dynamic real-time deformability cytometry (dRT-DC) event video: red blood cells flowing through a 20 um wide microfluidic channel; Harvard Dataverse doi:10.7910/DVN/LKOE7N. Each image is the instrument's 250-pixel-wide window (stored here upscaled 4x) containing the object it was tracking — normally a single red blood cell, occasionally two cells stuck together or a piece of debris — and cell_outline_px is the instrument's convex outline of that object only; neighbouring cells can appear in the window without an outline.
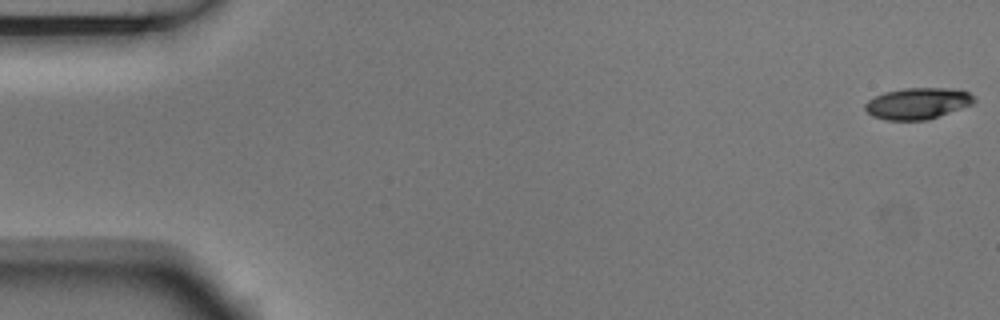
{"species": "Egyptian fruit bat (a non-hibernating species)", "species_latin": "Rousettus aegyptiacus", "temperature_condition": "room temperature", "stored_images_in_passage": 6, "camera_frame_rate_fps": 3000, "um_per_image_px": 0.085, "animal": {"sex": "male"}, "frame": {"image": 1, "passage_image": 1, "time_ms": 0.0, "image_size_px": [1000, 320], "cell_outline_px": [[976, 100], [972, 104], [928, 120], [884, 120], [872, 116], [864, 108], [864, 104], [868, 100], [884, 92], [904, 88], [952, 88], [968, 92], [976, 96]], "centroid_in_image_um": [78.0, 8.79], "position_along_channel_um": 7.0, "area_um2": 20.0}}
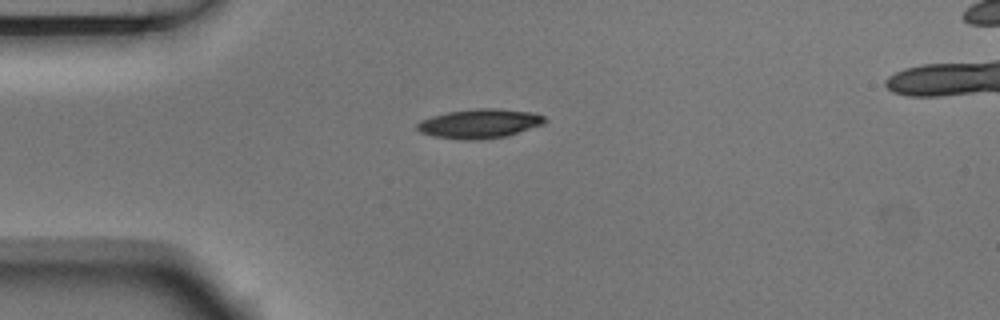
{"frame": {"image": 2, "passage_image": 4, "time_ms": 1.0, "image_size_px": [1000, 320], "cell_outline_px": [[548, 120], [544, 124], [508, 136], [476, 140], [460, 140], [436, 136], [420, 132], [416, 128], [416, 124], [420, 120], [432, 116], [448, 112], [472, 108], [496, 108], [536, 112], [544, 116]], "centroid_in_image_um": [40.8, 10.5], "position_along_channel_um": 44.2, "area_um2": 22.08}}
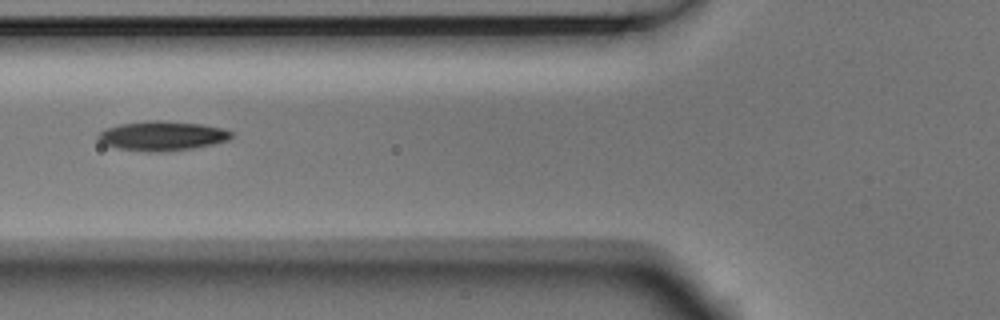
{"frame": {"image": 3, "passage_image": 6, "time_ms": 1.667, "image_size_px": [1000, 320], "cell_outline_px": [[232, 136], [228, 140], [212, 144], [192, 148], [156, 152], [148, 152], [116, 148], [104, 144], [96, 136], [104, 128], [120, 124], [148, 120], [160, 120], [200, 124], [224, 128], [232, 132]], "centroid_in_image_um": [13.75, 11.54], "position_along_channel_um": 112.0, "area_um2": 22.83}}